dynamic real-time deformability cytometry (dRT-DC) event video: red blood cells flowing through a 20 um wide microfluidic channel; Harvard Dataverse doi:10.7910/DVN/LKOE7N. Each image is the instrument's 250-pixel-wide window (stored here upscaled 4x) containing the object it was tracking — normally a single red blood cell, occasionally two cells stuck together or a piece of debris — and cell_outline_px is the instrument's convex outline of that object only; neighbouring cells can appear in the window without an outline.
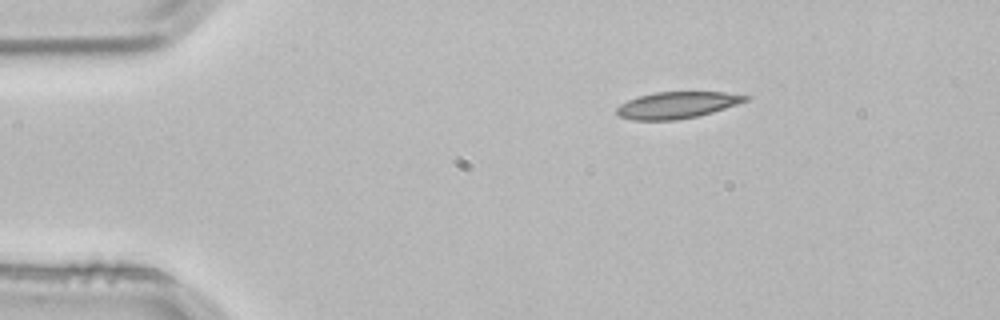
{"species": "common noctule bat (a hibernating species)", "species_latin": "Nyctalus noctula", "temperature_condition": "room temperature", "stored_images_in_passage": 2, "camera_frame_rate_fps": 3000, "um_per_image_px": 0.085, "animal": {"sex": "male", "body_mass_g": 21.5, "forearm_length_mm": 52.0}, "frame": {"image": 1, "passage_image": 1, "time_ms": 0.0, "image_size_px": [1000, 320], "cell_outline_px": [[752, 96], [748, 100], [712, 112], [696, 116], [676, 120], [632, 120], [620, 116], [616, 112], [616, 108], [620, 104], [636, 96], [656, 92], [724, 92]], "centroid_in_image_um": [57.52, 8.92], "position_along_channel_um": 27.5, "area_um2": 19.88}}